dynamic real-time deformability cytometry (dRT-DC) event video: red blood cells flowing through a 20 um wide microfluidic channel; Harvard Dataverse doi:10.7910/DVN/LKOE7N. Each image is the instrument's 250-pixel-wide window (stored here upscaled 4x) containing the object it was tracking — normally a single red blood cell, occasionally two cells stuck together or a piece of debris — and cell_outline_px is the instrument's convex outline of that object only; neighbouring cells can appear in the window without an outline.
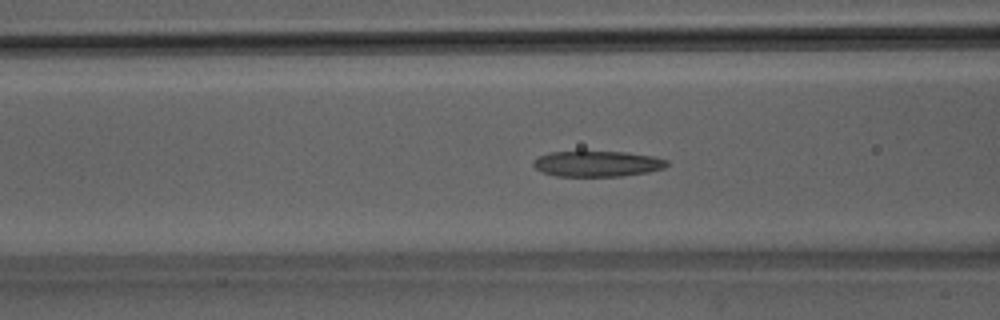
{"species": "Egyptian fruit bat (a non-hibernating species)", "species_latin": "Rousettus aegyptiacus", "temperature_condition": "room temperature", "stored_images_in_passage": 49, "camera_frame_rate_fps": 3000, "um_per_image_px": 0.085, "animal": {"sex": "male"}, "frame": {"image": 1, "passage_image": 19, "time_ms": 6.0, "image_size_px": [1000, 320], "cell_outline_px": [[668, 164], [664, 168], [648, 172], [620, 176], [556, 176], [544, 172], [536, 168], [532, 164], [532, 160], [548, 152], [624, 152], [652, 156], [668, 160]], "centroid_in_image_um": [50.76, 13.92], "position_along_channel_um": 115.8, "area_um2": 19.83}}
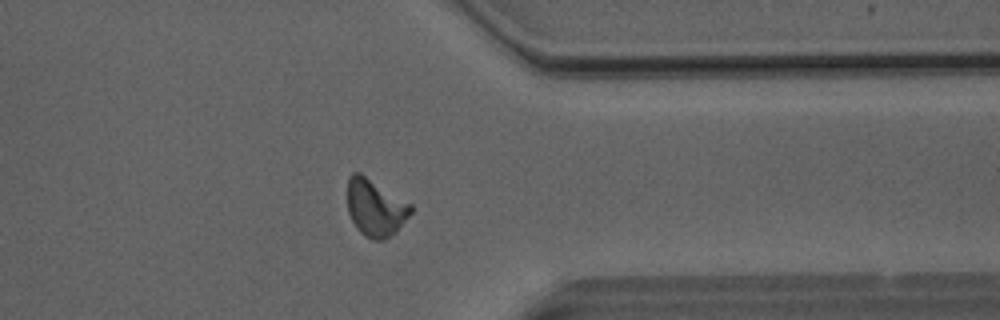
{"frame": {"image": 2, "passage_image": 39, "time_ms": 12.667, "image_size_px": [1000, 320], "cell_outline_px": [[412, 212], [396, 232], [384, 240], [372, 240], [364, 236], [356, 228], [348, 212], [348, 180], [352, 172], [360, 172], [412, 204]], "centroid_in_image_um": [31.91, 17.66], "position_along_channel_um": 379.5, "area_um2": 21.15}}
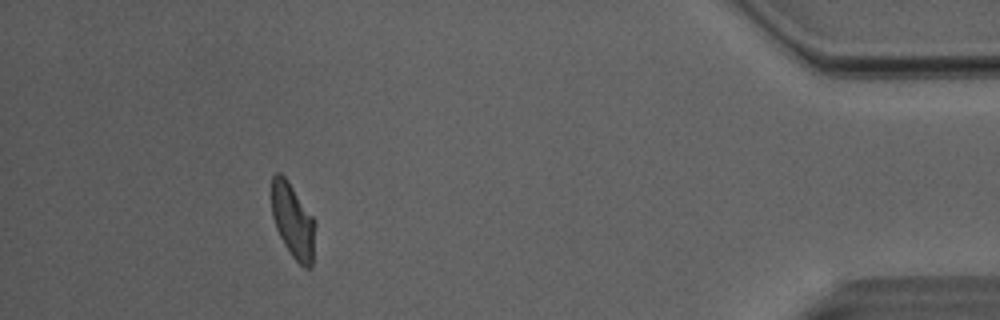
{"frame": {"image": 3, "passage_image": 45, "time_ms": 14.667, "image_size_px": [1000, 320], "cell_outline_px": [[316, 224], [312, 268], [304, 268], [292, 256], [284, 244], [276, 228], [272, 216], [272, 176], [276, 172], [280, 172], [288, 180], [312, 216]], "centroid_in_image_um": [24.91, 18.78], "position_along_channel_um": 410.3, "area_um2": 18.96}, "authors_computed_cell_mechanics": {"area_um2": 20.5768, "velocity_mm_per_s": 4.0586, "shape_relaxation_time_tau1_ms": 6.2236, "shape_relaxation_time_tau2_ms": 2.1757, "deformation_change_tau1": 0.1874, "deformation_change_tau2": 0.1101}}